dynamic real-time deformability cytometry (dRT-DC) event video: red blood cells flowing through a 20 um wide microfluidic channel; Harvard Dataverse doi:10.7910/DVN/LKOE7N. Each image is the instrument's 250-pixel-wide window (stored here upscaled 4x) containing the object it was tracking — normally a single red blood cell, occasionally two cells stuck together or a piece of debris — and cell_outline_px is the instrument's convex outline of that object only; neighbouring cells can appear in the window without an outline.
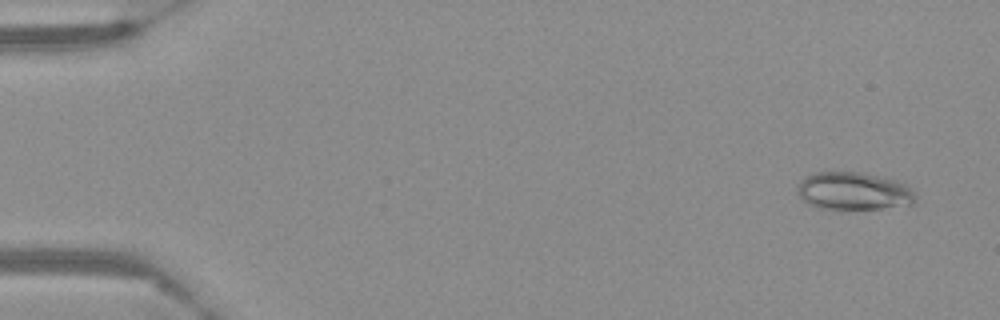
{"species": "Egyptian fruit bat (a non-hibernating species)", "species_latin": "Rousettus aegyptiacus", "temperature_condition": "warm", "stored_images_in_passage": 59, "camera_frame_rate_fps": 3000, "um_per_image_px": 0.085, "frame": {"image": 1, "passage_image": 4, "time_ms": 1.0, "image_size_px": [1000, 320], "cell_outline_px": [[916, 200], [912, 204], [880, 208], [820, 208], [808, 204], [800, 196], [800, 180], [804, 176], [816, 172], [860, 172], [896, 180], [904, 184], [916, 192]], "centroid_in_image_um": [72.59, 16.23], "position_along_channel_um": 12.4, "area_um2": 25.55}}
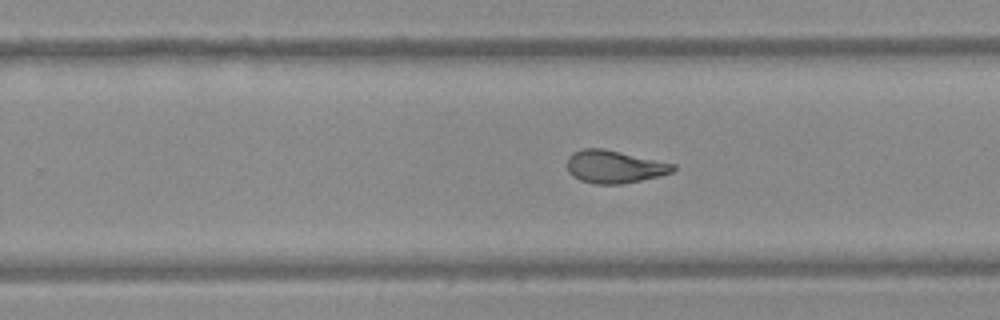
{"frame": {"image": 2, "passage_image": 38, "time_ms": 12.333, "image_size_px": [1000, 320], "cell_outline_px": [[676, 168], [672, 172], [660, 176], [620, 184], [596, 184], [580, 180], [572, 176], [568, 172], [568, 156], [572, 152], [584, 148], [604, 148], [676, 164]], "centroid_in_image_um": [52.22, 14.16], "position_along_channel_um": 277.6, "area_um2": 20.29}}
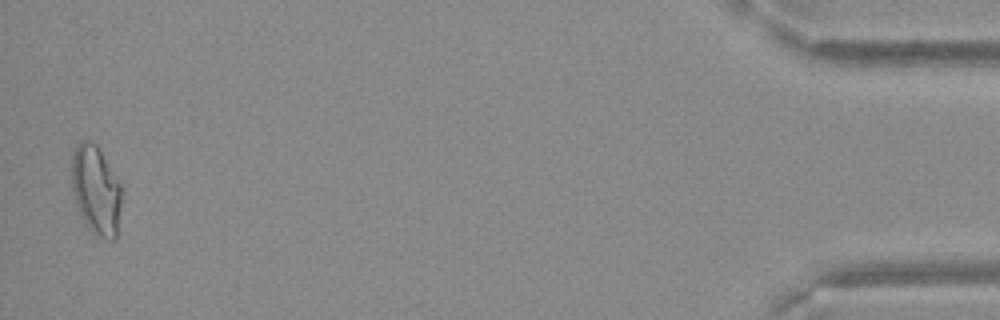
{"frame": {"image": 3, "passage_image": 58, "time_ms": 19.0, "image_size_px": [1000, 320], "cell_outline_px": [[124, 192], [116, 240], [112, 240], [96, 236], [84, 224], [80, 216], [72, 192], [72, 152], [76, 144], [80, 140], [88, 140], [96, 144], [120, 184]], "centroid_in_image_um": [8.17, 16.2], "position_along_channel_um": 427.0, "area_um2": 26.47}}